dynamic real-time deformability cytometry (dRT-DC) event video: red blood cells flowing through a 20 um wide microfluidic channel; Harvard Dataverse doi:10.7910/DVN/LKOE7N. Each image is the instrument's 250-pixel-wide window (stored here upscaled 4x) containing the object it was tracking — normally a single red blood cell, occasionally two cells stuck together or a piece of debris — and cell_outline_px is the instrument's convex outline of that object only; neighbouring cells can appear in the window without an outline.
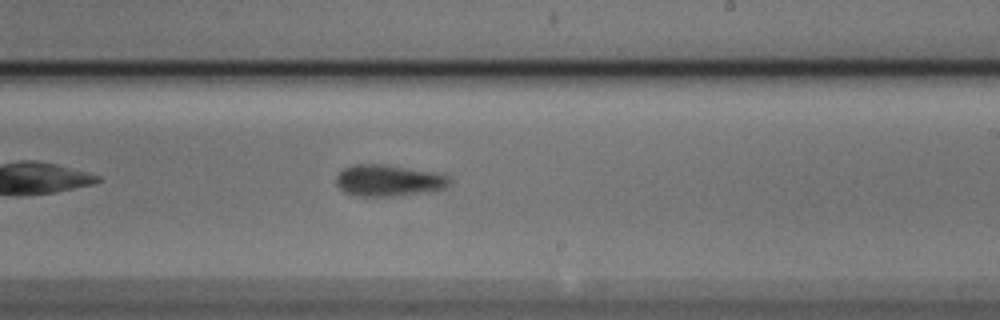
{"species": "Egyptian fruit bat (a non-hibernating species)", "species_latin": "Rousettus aegyptiacus", "temperature_condition": "cold", "stored_images_in_passage": 29, "camera_frame_rate_fps": 3000, "um_per_image_px": 0.085, "animal": {"sex": "male"}, "frame": {"image": 1, "passage_image": 17, "time_ms": 5.333, "image_size_px": [1000, 320], "cell_outline_px": [[452, 184], [448, 188], [432, 192], [392, 196], [360, 196], [348, 192], [340, 188], [336, 184], [336, 176], [344, 168], [356, 164], [384, 164], [444, 172], [452, 180]], "centroid_in_image_um": [33.18, 15.33], "position_along_channel_um": 255.8, "area_um2": 21.39}, "authors_computed_cell_mechanics": {"area_um2": 20.9236, "velocity_mm_per_s": 3.7157, "shape_relaxation_time_tau1_ms": 2.5528, "shape_relaxation_time_tau2_ms": 3.5157, "deformation_change_tau1": 0.0693, "deformation_change_tau2": 0.099}}